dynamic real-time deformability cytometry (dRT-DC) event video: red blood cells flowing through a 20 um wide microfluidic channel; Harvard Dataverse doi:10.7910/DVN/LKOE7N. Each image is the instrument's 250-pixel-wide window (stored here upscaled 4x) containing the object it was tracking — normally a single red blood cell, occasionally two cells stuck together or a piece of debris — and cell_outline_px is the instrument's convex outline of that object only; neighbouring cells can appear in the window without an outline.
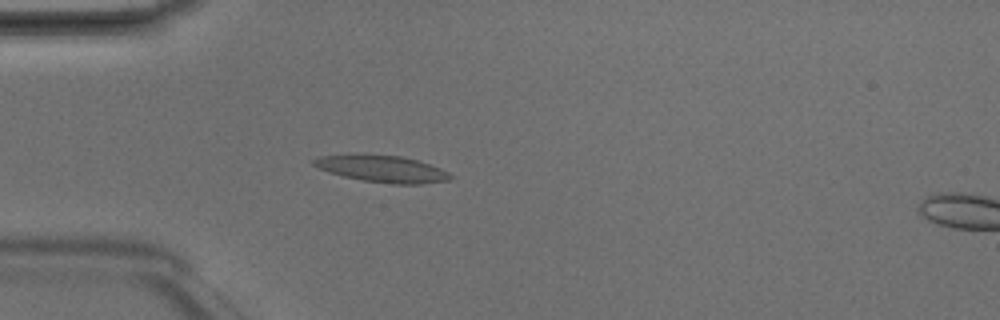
{"species": "Egyptian fruit bat (a non-hibernating species)", "species_latin": "Rousettus aegyptiacus", "temperature_condition": "room temperature", "stored_images_in_passage": 4, "camera_frame_rate_fps": 3000, "um_per_image_px": 0.085, "animal": {"sex": "male"}, "frame": {"image": 1, "passage_image": 3, "time_ms": 0.667, "image_size_px": [1000, 320], "cell_outline_px": [[452, 176], [448, 180], [420, 184], [392, 184], [364, 180], [344, 176], [328, 172], [312, 164], [312, 160], [320, 156], [400, 156], [416, 160], [440, 168], [448, 172]], "centroid_in_image_um": [32.52, 14.38], "position_along_channel_um": 52.5, "area_um2": 20.4}}